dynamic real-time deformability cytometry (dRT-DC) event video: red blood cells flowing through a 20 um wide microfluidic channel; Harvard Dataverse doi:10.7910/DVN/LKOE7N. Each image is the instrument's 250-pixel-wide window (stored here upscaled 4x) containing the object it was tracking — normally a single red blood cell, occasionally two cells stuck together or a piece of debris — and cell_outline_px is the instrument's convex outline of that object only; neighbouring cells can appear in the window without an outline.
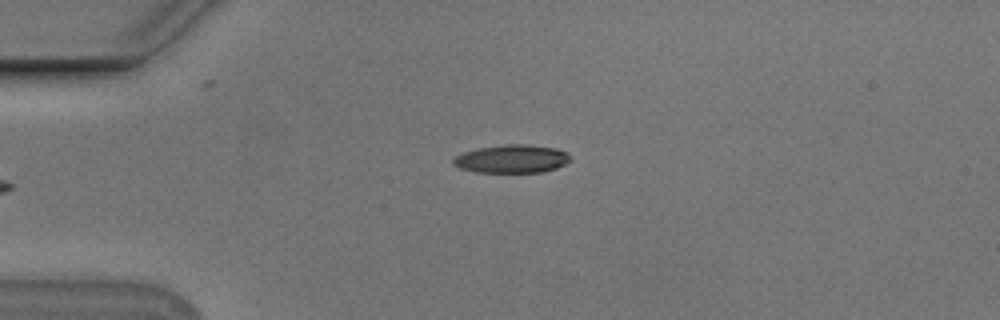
{"species": "Egyptian fruit bat (a non-hibernating species)", "species_latin": "Rousettus aegyptiacus", "temperature_condition": "cold", "stored_images_in_passage": 36, "camera_frame_rate_fps": 3000, "um_per_image_px": 0.085, "animal": {"sex": "male"}, "frame": {"image": 1, "passage_image": 1, "time_ms": 0.0, "image_size_px": [1000, 320], "cell_outline_px": [[572, 160], [556, 168], [540, 172], [476, 172], [460, 168], [452, 164], [452, 160], [456, 156], [464, 152], [476, 148], [504, 144], [528, 144], [556, 148], [568, 152], [572, 156]], "centroid_in_image_um": [43.53, 13.49], "position_along_channel_um": 41.5, "area_um2": 19.42}}
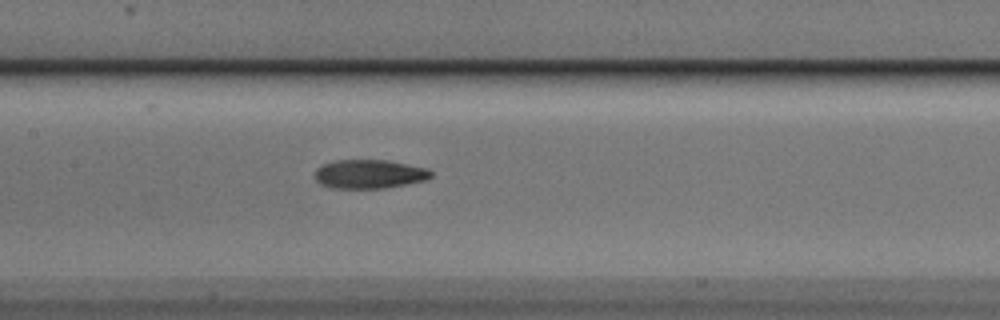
{"frame": {"image": 2, "passage_image": 14, "time_ms": 4.333, "image_size_px": [1000, 320], "cell_outline_px": [[432, 176], [424, 180], [384, 188], [332, 188], [320, 184], [316, 180], [316, 168], [324, 164], [336, 160], [388, 160], [424, 168], [432, 172]], "centroid_in_image_um": [31.35, 14.79], "position_along_channel_um": 176.0, "area_um2": 19.25}}
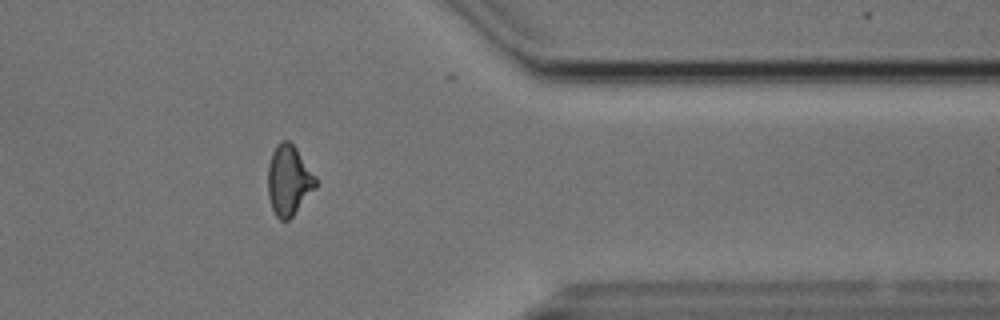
{"frame": {"image": 3, "passage_image": 32, "time_ms": 10.333, "image_size_px": [1000, 320], "cell_outline_px": [[316, 188], [292, 216], [288, 220], [280, 220], [276, 216], [272, 208], [268, 196], [268, 164], [272, 152], [276, 144], [280, 140], [288, 140], [296, 148], [316, 176]], "centroid_in_image_um": [24.54, 15.31], "position_along_channel_um": 386.9, "area_um2": 19.54}, "authors_computed_cell_mechanics": {"area_um2": 19.6231, "velocity_mm_per_s": 3.763, "shape_relaxation_time_tau1_ms": null, "shape_relaxation_time_tau2_ms": 4.2445, "deformation_change_tau1": null, "deformation_change_tau2": 0.1276}}